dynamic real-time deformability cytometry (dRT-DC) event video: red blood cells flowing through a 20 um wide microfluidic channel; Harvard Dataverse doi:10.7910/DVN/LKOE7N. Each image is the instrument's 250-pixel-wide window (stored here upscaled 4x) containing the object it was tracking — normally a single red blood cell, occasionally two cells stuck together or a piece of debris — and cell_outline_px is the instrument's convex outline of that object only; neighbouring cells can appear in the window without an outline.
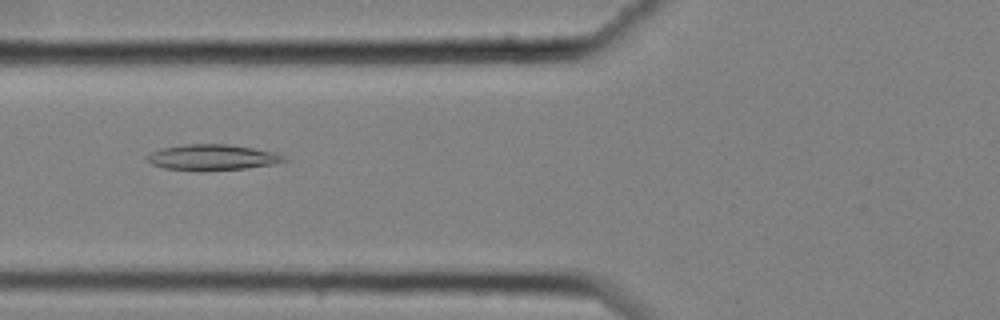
{"species": "common noctule bat (a hibernating species)", "species_latin": "Nyctalus noctula", "temperature_condition": "cold", "stored_images_in_passage": 42, "camera_frame_rate_fps": 3000, "um_per_image_px": 0.085, "animal": {"sex": "female", "body_mass_g": 25.1}, "frame": {"image": 1, "passage_image": 7, "time_ms": 2.0, "image_size_px": [1000, 320], "cell_outline_px": [[288, 160], [276, 164], [244, 168], [200, 172], [164, 168], [152, 164], [144, 160], [144, 156], [160, 148], [188, 144], [228, 144], [280, 152]], "centroid_in_image_um": [18.05, 13.38], "position_along_channel_um": 107.8, "area_um2": 21.1}}
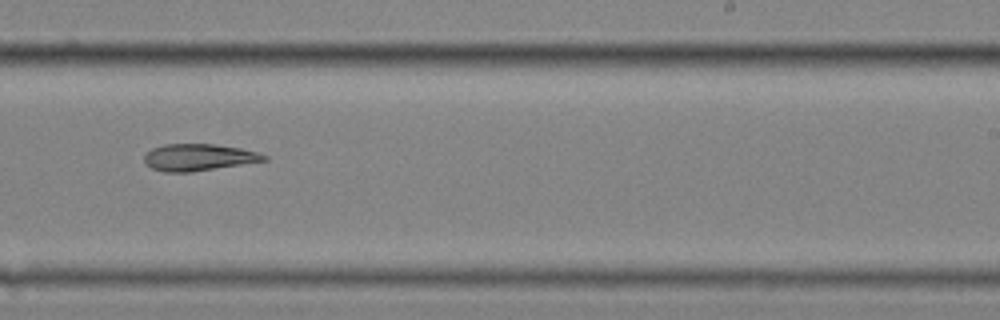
{"frame": {"image": 2, "passage_image": 21, "time_ms": 6.667, "image_size_px": [1000, 320], "cell_outline_px": [[268, 160], [192, 172], [164, 172], [152, 168], [144, 164], [144, 156], [152, 148], [164, 144], [216, 144], [240, 148], [256, 152], [268, 156]], "centroid_in_image_um": [16.86, 13.37], "position_along_channel_um": 272.1, "area_um2": 18.73}}
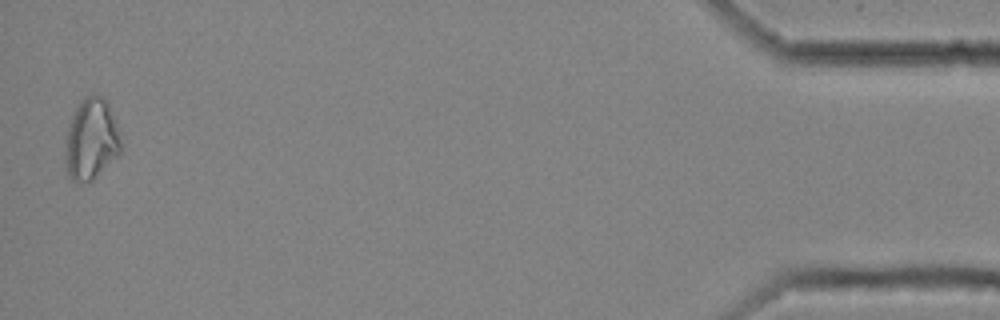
{"frame": {"image": 3, "passage_image": 41, "time_ms": 13.333, "image_size_px": [1000, 320], "cell_outline_px": [[120, 156], [92, 180], [72, 180], [68, 176], [64, 168], [64, 152], [68, 128], [72, 116], [80, 100], [84, 96], [92, 92], [104, 96], [108, 104], [120, 132]], "centroid_in_image_um": [7.75, 11.82], "position_along_channel_um": 427.4, "area_um2": 26.76}, "authors_computed_cell_mechanics": {"area_um2": 19.8543, "velocity_mm_per_s": 3.5215, "shape_relaxation_time_tau1_ms": 6.7395, "shape_relaxation_time_tau2_ms": null, "deformation_change_tau1": 0.0972, "deformation_change_tau2": null}}